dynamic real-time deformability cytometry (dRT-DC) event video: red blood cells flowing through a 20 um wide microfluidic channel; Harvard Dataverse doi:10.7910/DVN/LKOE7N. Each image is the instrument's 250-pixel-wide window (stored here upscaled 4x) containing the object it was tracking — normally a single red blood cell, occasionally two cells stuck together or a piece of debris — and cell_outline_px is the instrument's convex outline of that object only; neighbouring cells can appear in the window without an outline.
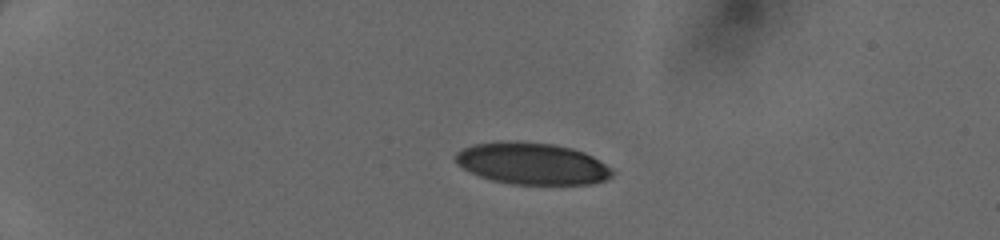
{"species": "human", "species_latin": "Homo sapiens", "temperature_condition": "cold", "stored_images_in_passage": 38, "camera_frame_rate_fps": 3000, "um_per_image_px": 0.085, "donor": {"sex": "female"}, "frame": {"image": 1, "passage_image": 1, "time_ms": 0.0, "image_size_px": [1000, 240], "cell_outline_px": [[616, 172], [608, 180], [592, 184], [512, 184], [492, 180], [480, 176], [464, 168], [456, 160], [456, 152], [472, 144], [500, 140], [516, 140], [552, 144], [572, 148], [584, 152], [592, 156], [612, 168]], "centroid_in_image_um": [45.27, 13.89], "position_along_channel_um": 39.7, "area_um2": 38.38}}
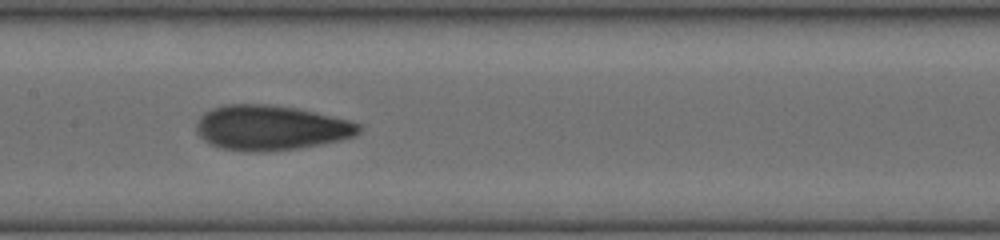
{"frame": {"image": 2, "passage_image": 16, "time_ms": 5.0, "image_size_px": [1000, 240], "cell_outline_px": [[360, 132], [356, 136], [340, 140], [320, 144], [296, 148], [260, 152], [244, 152], [224, 148], [212, 144], [204, 140], [200, 136], [196, 128], [196, 124], [200, 116], [204, 112], [212, 108], [224, 104], [268, 104], [296, 108], [316, 112], [348, 120], [360, 124]], "centroid_in_image_um": [23.0, 10.85], "position_along_channel_um": 184.4, "area_um2": 42.48}}
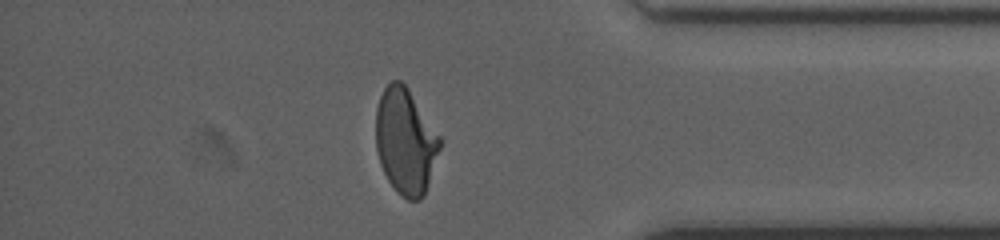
{"frame": {"image": 3, "passage_image": 32, "time_ms": 10.333, "image_size_px": [1000, 240], "cell_outline_px": [[440, 148], [424, 196], [420, 200], [408, 200], [396, 192], [388, 180], [380, 164], [376, 148], [376, 108], [380, 96], [384, 88], [392, 80], [400, 80], [408, 88], [440, 136]], "centroid_in_image_um": [34.45, 12.02], "position_along_channel_um": 400.7, "area_um2": 39.3}}